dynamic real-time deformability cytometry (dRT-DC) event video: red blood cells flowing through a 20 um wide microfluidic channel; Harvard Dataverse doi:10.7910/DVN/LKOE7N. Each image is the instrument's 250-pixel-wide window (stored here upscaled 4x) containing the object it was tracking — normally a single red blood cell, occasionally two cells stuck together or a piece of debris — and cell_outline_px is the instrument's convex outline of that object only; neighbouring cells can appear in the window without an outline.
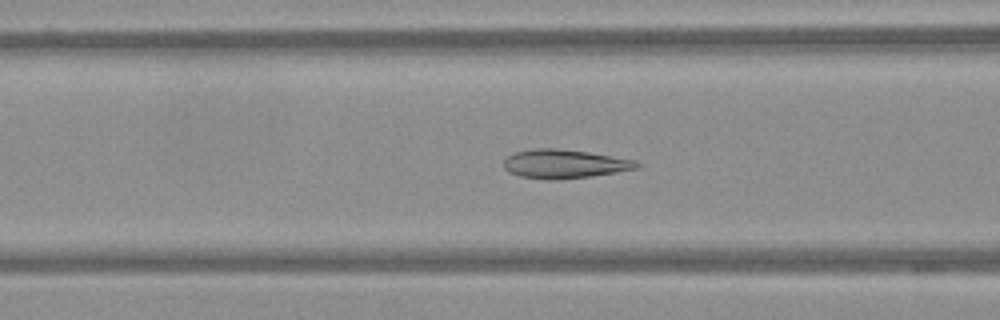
{"species": "Egyptian fruit bat (a non-hibernating species)", "species_latin": "Rousettus aegyptiacus", "temperature_condition": "warm", "stored_images_in_passage": 58, "camera_frame_rate_fps": 3000, "um_per_image_px": 0.085, "frame": {"image": 1, "passage_image": 23, "time_ms": 7.333, "image_size_px": [1000, 320], "cell_outline_px": [[640, 168], [616, 172], [588, 176], [552, 180], [548, 180], [520, 176], [508, 172], [504, 168], [504, 160], [508, 156], [516, 152], [532, 148], [556, 148], [588, 152], [636, 160], [640, 164]], "centroid_in_image_um": [47.97, 13.92], "position_along_channel_um": 118.6, "area_um2": 22.25}}
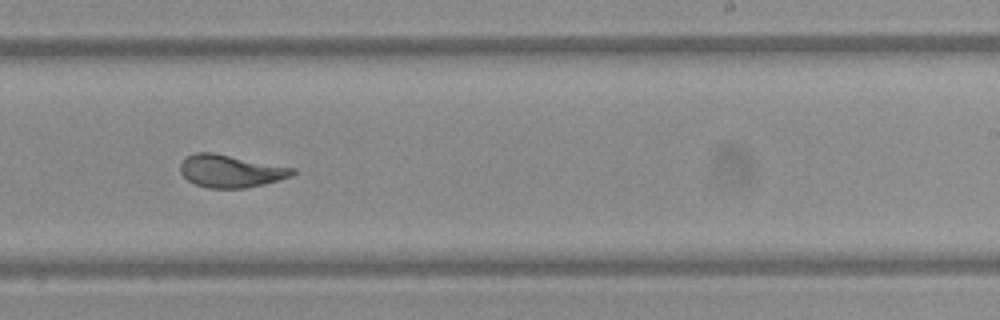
{"frame": {"image": 2, "passage_image": 36, "time_ms": 11.667, "image_size_px": [1000, 320], "cell_outline_px": [[296, 172], [292, 176], [264, 184], [244, 188], [208, 188], [196, 184], [188, 180], [180, 172], [180, 164], [188, 156], [196, 152], [212, 152], [296, 168]], "centroid_in_image_um": [19.62, 14.54], "position_along_channel_um": 269.4, "area_um2": 21.21}}
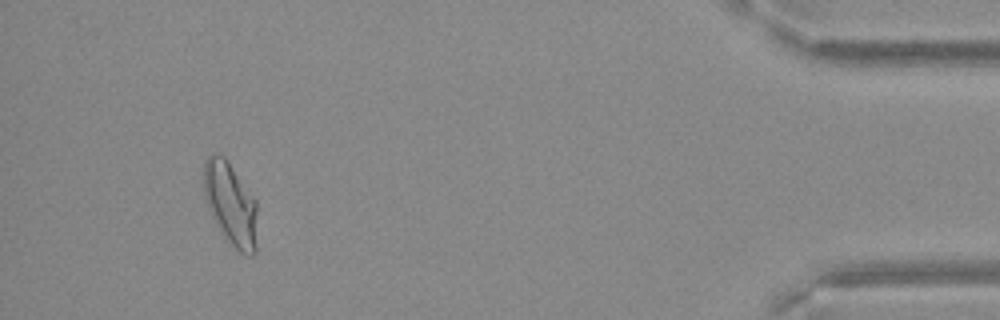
{"frame": {"image": 3, "passage_image": 54, "time_ms": 17.667, "image_size_px": [1000, 320], "cell_outline_px": [[256, 252], [252, 256], [248, 256], [240, 252], [220, 232], [208, 208], [204, 196], [204, 160], [212, 152], [224, 156], [256, 200]], "centroid_in_image_um": [19.59, 17.33], "position_along_channel_um": 415.6, "area_um2": 25.78}}